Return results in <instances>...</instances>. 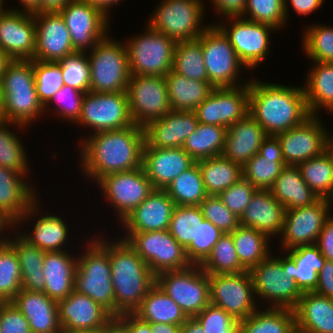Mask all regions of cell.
Returning <instances> with one entry per match:
<instances>
[{
	"label": "cell",
	"instance_id": "cell-11",
	"mask_svg": "<svg viewBox=\"0 0 333 333\" xmlns=\"http://www.w3.org/2000/svg\"><path fill=\"white\" fill-rule=\"evenodd\" d=\"M156 284L188 318L195 317L210 303L209 274L200 265L163 271L156 275Z\"/></svg>",
	"mask_w": 333,
	"mask_h": 333
},
{
	"label": "cell",
	"instance_id": "cell-24",
	"mask_svg": "<svg viewBox=\"0 0 333 333\" xmlns=\"http://www.w3.org/2000/svg\"><path fill=\"white\" fill-rule=\"evenodd\" d=\"M39 200L41 201V199H38L20 218V220L14 224L13 228L16 229L18 225H20L19 227L22 228V225H25L26 223L25 221L28 220L27 222H30L33 216L37 217L32 223V229H30L31 232L28 230V233H26L24 229V231L20 233L18 232V234L29 244L35 245L45 252L65 251L67 247L66 245L69 242V226H67V222H64L65 220H63L61 216H57L56 214L51 213L46 215L42 213V216L39 215L38 217L37 214L42 212V203Z\"/></svg>",
	"mask_w": 333,
	"mask_h": 333
},
{
	"label": "cell",
	"instance_id": "cell-49",
	"mask_svg": "<svg viewBox=\"0 0 333 333\" xmlns=\"http://www.w3.org/2000/svg\"><path fill=\"white\" fill-rule=\"evenodd\" d=\"M14 128L25 129L26 127L14 122L0 121V166L19 173H31L22 137L19 138L17 132L12 131Z\"/></svg>",
	"mask_w": 333,
	"mask_h": 333
},
{
	"label": "cell",
	"instance_id": "cell-60",
	"mask_svg": "<svg viewBox=\"0 0 333 333\" xmlns=\"http://www.w3.org/2000/svg\"><path fill=\"white\" fill-rule=\"evenodd\" d=\"M257 190L256 187L242 177L218 196L223 204L240 218Z\"/></svg>",
	"mask_w": 333,
	"mask_h": 333
},
{
	"label": "cell",
	"instance_id": "cell-20",
	"mask_svg": "<svg viewBox=\"0 0 333 333\" xmlns=\"http://www.w3.org/2000/svg\"><path fill=\"white\" fill-rule=\"evenodd\" d=\"M321 119L319 115H311L300 125L276 135L286 165L298 166L328 149L329 131Z\"/></svg>",
	"mask_w": 333,
	"mask_h": 333
},
{
	"label": "cell",
	"instance_id": "cell-53",
	"mask_svg": "<svg viewBox=\"0 0 333 333\" xmlns=\"http://www.w3.org/2000/svg\"><path fill=\"white\" fill-rule=\"evenodd\" d=\"M21 269L15 250L6 243L0 247V302H11L22 289Z\"/></svg>",
	"mask_w": 333,
	"mask_h": 333
},
{
	"label": "cell",
	"instance_id": "cell-39",
	"mask_svg": "<svg viewBox=\"0 0 333 333\" xmlns=\"http://www.w3.org/2000/svg\"><path fill=\"white\" fill-rule=\"evenodd\" d=\"M14 231L12 237H8V244L15 250L21 269L22 289L32 291H44L45 279L43 261L45 251L29 244Z\"/></svg>",
	"mask_w": 333,
	"mask_h": 333
},
{
	"label": "cell",
	"instance_id": "cell-17",
	"mask_svg": "<svg viewBox=\"0 0 333 333\" xmlns=\"http://www.w3.org/2000/svg\"><path fill=\"white\" fill-rule=\"evenodd\" d=\"M209 288L210 303L219 306L239 321L261 307L256 304L259 301L256 300L248 270L238 274L209 275Z\"/></svg>",
	"mask_w": 333,
	"mask_h": 333
},
{
	"label": "cell",
	"instance_id": "cell-62",
	"mask_svg": "<svg viewBox=\"0 0 333 333\" xmlns=\"http://www.w3.org/2000/svg\"><path fill=\"white\" fill-rule=\"evenodd\" d=\"M224 233L209 220H198L197 265H200L211 253L214 245Z\"/></svg>",
	"mask_w": 333,
	"mask_h": 333
},
{
	"label": "cell",
	"instance_id": "cell-72",
	"mask_svg": "<svg viewBox=\"0 0 333 333\" xmlns=\"http://www.w3.org/2000/svg\"><path fill=\"white\" fill-rule=\"evenodd\" d=\"M180 333H205V332L202 326L194 318H188L181 325Z\"/></svg>",
	"mask_w": 333,
	"mask_h": 333
},
{
	"label": "cell",
	"instance_id": "cell-77",
	"mask_svg": "<svg viewBox=\"0 0 333 333\" xmlns=\"http://www.w3.org/2000/svg\"><path fill=\"white\" fill-rule=\"evenodd\" d=\"M0 121H4V95L0 83Z\"/></svg>",
	"mask_w": 333,
	"mask_h": 333
},
{
	"label": "cell",
	"instance_id": "cell-46",
	"mask_svg": "<svg viewBox=\"0 0 333 333\" xmlns=\"http://www.w3.org/2000/svg\"><path fill=\"white\" fill-rule=\"evenodd\" d=\"M231 234L240 263L248 271L272 253L269 248L271 239L253 228L240 225Z\"/></svg>",
	"mask_w": 333,
	"mask_h": 333
},
{
	"label": "cell",
	"instance_id": "cell-68",
	"mask_svg": "<svg viewBox=\"0 0 333 333\" xmlns=\"http://www.w3.org/2000/svg\"><path fill=\"white\" fill-rule=\"evenodd\" d=\"M83 2L88 3L89 5L98 8L101 10L108 18L112 17L110 15L111 13V8L119 4L121 0H81ZM123 1V0H122ZM110 12V13H109Z\"/></svg>",
	"mask_w": 333,
	"mask_h": 333
},
{
	"label": "cell",
	"instance_id": "cell-69",
	"mask_svg": "<svg viewBox=\"0 0 333 333\" xmlns=\"http://www.w3.org/2000/svg\"><path fill=\"white\" fill-rule=\"evenodd\" d=\"M70 0H39V12L60 11Z\"/></svg>",
	"mask_w": 333,
	"mask_h": 333
},
{
	"label": "cell",
	"instance_id": "cell-31",
	"mask_svg": "<svg viewBox=\"0 0 333 333\" xmlns=\"http://www.w3.org/2000/svg\"><path fill=\"white\" fill-rule=\"evenodd\" d=\"M285 166L278 137L267 135L258 153L243 165V178L257 189L269 190Z\"/></svg>",
	"mask_w": 333,
	"mask_h": 333
},
{
	"label": "cell",
	"instance_id": "cell-42",
	"mask_svg": "<svg viewBox=\"0 0 333 333\" xmlns=\"http://www.w3.org/2000/svg\"><path fill=\"white\" fill-rule=\"evenodd\" d=\"M199 206H176L169 226V232L185 249L188 260L197 265L198 220H204Z\"/></svg>",
	"mask_w": 333,
	"mask_h": 333
},
{
	"label": "cell",
	"instance_id": "cell-48",
	"mask_svg": "<svg viewBox=\"0 0 333 333\" xmlns=\"http://www.w3.org/2000/svg\"><path fill=\"white\" fill-rule=\"evenodd\" d=\"M165 191L176 206H199L208 196L197 162L176 177Z\"/></svg>",
	"mask_w": 333,
	"mask_h": 333
},
{
	"label": "cell",
	"instance_id": "cell-41",
	"mask_svg": "<svg viewBox=\"0 0 333 333\" xmlns=\"http://www.w3.org/2000/svg\"><path fill=\"white\" fill-rule=\"evenodd\" d=\"M292 259V279L302 293L313 292L318 284V273L326 259L318 246L305 245L286 252Z\"/></svg>",
	"mask_w": 333,
	"mask_h": 333
},
{
	"label": "cell",
	"instance_id": "cell-10",
	"mask_svg": "<svg viewBox=\"0 0 333 333\" xmlns=\"http://www.w3.org/2000/svg\"><path fill=\"white\" fill-rule=\"evenodd\" d=\"M144 28L125 42L130 75L165 76L172 70L177 42L147 24Z\"/></svg>",
	"mask_w": 333,
	"mask_h": 333
},
{
	"label": "cell",
	"instance_id": "cell-63",
	"mask_svg": "<svg viewBox=\"0 0 333 333\" xmlns=\"http://www.w3.org/2000/svg\"><path fill=\"white\" fill-rule=\"evenodd\" d=\"M321 254L328 261H333V214L331 213L319 234L316 242Z\"/></svg>",
	"mask_w": 333,
	"mask_h": 333
},
{
	"label": "cell",
	"instance_id": "cell-61",
	"mask_svg": "<svg viewBox=\"0 0 333 333\" xmlns=\"http://www.w3.org/2000/svg\"><path fill=\"white\" fill-rule=\"evenodd\" d=\"M0 333H32L26 317L11 302H0Z\"/></svg>",
	"mask_w": 333,
	"mask_h": 333
},
{
	"label": "cell",
	"instance_id": "cell-23",
	"mask_svg": "<svg viewBox=\"0 0 333 333\" xmlns=\"http://www.w3.org/2000/svg\"><path fill=\"white\" fill-rule=\"evenodd\" d=\"M33 14L36 25L35 60L59 61L76 52L69 30L59 11Z\"/></svg>",
	"mask_w": 333,
	"mask_h": 333
},
{
	"label": "cell",
	"instance_id": "cell-5",
	"mask_svg": "<svg viewBox=\"0 0 333 333\" xmlns=\"http://www.w3.org/2000/svg\"><path fill=\"white\" fill-rule=\"evenodd\" d=\"M87 239L80 252L75 272L74 290L89 296L115 317V294L111 279L109 251L94 237Z\"/></svg>",
	"mask_w": 333,
	"mask_h": 333
},
{
	"label": "cell",
	"instance_id": "cell-56",
	"mask_svg": "<svg viewBox=\"0 0 333 333\" xmlns=\"http://www.w3.org/2000/svg\"><path fill=\"white\" fill-rule=\"evenodd\" d=\"M241 17L270 25L277 30L284 28L287 22L284 0H247L245 12Z\"/></svg>",
	"mask_w": 333,
	"mask_h": 333
},
{
	"label": "cell",
	"instance_id": "cell-50",
	"mask_svg": "<svg viewBox=\"0 0 333 333\" xmlns=\"http://www.w3.org/2000/svg\"><path fill=\"white\" fill-rule=\"evenodd\" d=\"M172 70L186 78L208 82L203 50L198 39L176 43Z\"/></svg>",
	"mask_w": 333,
	"mask_h": 333
},
{
	"label": "cell",
	"instance_id": "cell-40",
	"mask_svg": "<svg viewBox=\"0 0 333 333\" xmlns=\"http://www.w3.org/2000/svg\"><path fill=\"white\" fill-rule=\"evenodd\" d=\"M144 321L149 323H166L182 325L188 317L161 288L155 284L134 311Z\"/></svg>",
	"mask_w": 333,
	"mask_h": 333
},
{
	"label": "cell",
	"instance_id": "cell-70",
	"mask_svg": "<svg viewBox=\"0 0 333 333\" xmlns=\"http://www.w3.org/2000/svg\"><path fill=\"white\" fill-rule=\"evenodd\" d=\"M152 333H180L181 326L166 323H150Z\"/></svg>",
	"mask_w": 333,
	"mask_h": 333
},
{
	"label": "cell",
	"instance_id": "cell-3",
	"mask_svg": "<svg viewBox=\"0 0 333 333\" xmlns=\"http://www.w3.org/2000/svg\"><path fill=\"white\" fill-rule=\"evenodd\" d=\"M108 251L115 294V317L134 313L148 291L156 284V275L127 243L118 237L110 240L94 236Z\"/></svg>",
	"mask_w": 333,
	"mask_h": 333
},
{
	"label": "cell",
	"instance_id": "cell-32",
	"mask_svg": "<svg viewBox=\"0 0 333 333\" xmlns=\"http://www.w3.org/2000/svg\"><path fill=\"white\" fill-rule=\"evenodd\" d=\"M11 303L26 317L32 333H62L58 302L44 292L21 289Z\"/></svg>",
	"mask_w": 333,
	"mask_h": 333
},
{
	"label": "cell",
	"instance_id": "cell-43",
	"mask_svg": "<svg viewBox=\"0 0 333 333\" xmlns=\"http://www.w3.org/2000/svg\"><path fill=\"white\" fill-rule=\"evenodd\" d=\"M207 195H219L243 177L242 166L222 155L197 161Z\"/></svg>",
	"mask_w": 333,
	"mask_h": 333
},
{
	"label": "cell",
	"instance_id": "cell-54",
	"mask_svg": "<svg viewBox=\"0 0 333 333\" xmlns=\"http://www.w3.org/2000/svg\"><path fill=\"white\" fill-rule=\"evenodd\" d=\"M34 79L39 101L45 106L65 84L58 61L33 60Z\"/></svg>",
	"mask_w": 333,
	"mask_h": 333
},
{
	"label": "cell",
	"instance_id": "cell-27",
	"mask_svg": "<svg viewBox=\"0 0 333 333\" xmlns=\"http://www.w3.org/2000/svg\"><path fill=\"white\" fill-rule=\"evenodd\" d=\"M175 207L165 190L154 189L120 224L125 233L168 230Z\"/></svg>",
	"mask_w": 333,
	"mask_h": 333
},
{
	"label": "cell",
	"instance_id": "cell-36",
	"mask_svg": "<svg viewBox=\"0 0 333 333\" xmlns=\"http://www.w3.org/2000/svg\"><path fill=\"white\" fill-rule=\"evenodd\" d=\"M269 190L286 210L311 206L320 199L303 180L298 166L286 165Z\"/></svg>",
	"mask_w": 333,
	"mask_h": 333
},
{
	"label": "cell",
	"instance_id": "cell-1",
	"mask_svg": "<svg viewBox=\"0 0 333 333\" xmlns=\"http://www.w3.org/2000/svg\"><path fill=\"white\" fill-rule=\"evenodd\" d=\"M80 140L79 164L91 182L97 183L108 174L142 167L145 136L140 126L133 124L120 130L101 131Z\"/></svg>",
	"mask_w": 333,
	"mask_h": 333
},
{
	"label": "cell",
	"instance_id": "cell-8",
	"mask_svg": "<svg viewBox=\"0 0 333 333\" xmlns=\"http://www.w3.org/2000/svg\"><path fill=\"white\" fill-rule=\"evenodd\" d=\"M203 0H161L146 23L175 42L197 39L211 23H203Z\"/></svg>",
	"mask_w": 333,
	"mask_h": 333
},
{
	"label": "cell",
	"instance_id": "cell-67",
	"mask_svg": "<svg viewBox=\"0 0 333 333\" xmlns=\"http://www.w3.org/2000/svg\"><path fill=\"white\" fill-rule=\"evenodd\" d=\"M117 318L127 327L129 333H152L151 324L134 313H124Z\"/></svg>",
	"mask_w": 333,
	"mask_h": 333
},
{
	"label": "cell",
	"instance_id": "cell-30",
	"mask_svg": "<svg viewBox=\"0 0 333 333\" xmlns=\"http://www.w3.org/2000/svg\"><path fill=\"white\" fill-rule=\"evenodd\" d=\"M285 212L270 190L258 189L239 218V224L253 228L273 241L276 236L279 239L282 232Z\"/></svg>",
	"mask_w": 333,
	"mask_h": 333
},
{
	"label": "cell",
	"instance_id": "cell-33",
	"mask_svg": "<svg viewBox=\"0 0 333 333\" xmlns=\"http://www.w3.org/2000/svg\"><path fill=\"white\" fill-rule=\"evenodd\" d=\"M266 136L260 124L247 113L227 128L222 156L243 167L258 153Z\"/></svg>",
	"mask_w": 333,
	"mask_h": 333
},
{
	"label": "cell",
	"instance_id": "cell-7",
	"mask_svg": "<svg viewBox=\"0 0 333 333\" xmlns=\"http://www.w3.org/2000/svg\"><path fill=\"white\" fill-rule=\"evenodd\" d=\"M87 56L91 67L90 92H126L130 72L125 43L107 34L87 51Z\"/></svg>",
	"mask_w": 333,
	"mask_h": 333
},
{
	"label": "cell",
	"instance_id": "cell-64",
	"mask_svg": "<svg viewBox=\"0 0 333 333\" xmlns=\"http://www.w3.org/2000/svg\"><path fill=\"white\" fill-rule=\"evenodd\" d=\"M214 11L220 15V19L242 16L246 9L247 0H210ZM223 17V18H222Z\"/></svg>",
	"mask_w": 333,
	"mask_h": 333
},
{
	"label": "cell",
	"instance_id": "cell-58",
	"mask_svg": "<svg viewBox=\"0 0 333 333\" xmlns=\"http://www.w3.org/2000/svg\"><path fill=\"white\" fill-rule=\"evenodd\" d=\"M193 318L205 333H239L240 321L213 303H209Z\"/></svg>",
	"mask_w": 333,
	"mask_h": 333
},
{
	"label": "cell",
	"instance_id": "cell-15",
	"mask_svg": "<svg viewBox=\"0 0 333 333\" xmlns=\"http://www.w3.org/2000/svg\"><path fill=\"white\" fill-rule=\"evenodd\" d=\"M126 93L137 126L144 128L171 111L165 76L130 75Z\"/></svg>",
	"mask_w": 333,
	"mask_h": 333
},
{
	"label": "cell",
	"instance_id": "cell-57",
	"mask_svg": "<svg viewBox=\"0 0 333 333\" xmlns=\"http://www.w3.org/2000/svg\"><path fill=\"white\" fill-rule=\"evenodd\" d=\"M85 93L68 85H64L52 99L44 106L45 112L52 110L57 118H62L70 123H76L80 118L82 103ZM50 104H53L50 105ZM52 106V108H50ZM55 110H54V109ZM48 109V110H47Z\"/></svg>",
	"mask_w": 333,
	"mask_h": 333
},
{
	"label": "cell",
	"instance_id": "cell-29",
	"mask_svg": "<svg viewBox=\"0 0 333 333\" xmlns=\"http://www.w3.org/2000/svg\"><path fill=\"white\" fill-rule=\"evenodd\" d=\"M29 175L31 174L0 166V214L13 224L20 220L40 197L35 193L37 189L33 184H28L26 178Z\"/></svg>",
	"mask_w": 333,
	"mask_h": 333
},
{
	"label": "cell",
	"instance_id": "cell-13",
	"mask_svg": "<svg viewBox=\"0 0 333 333\" xmlns=\"http://www.w3.org/2000/svg\"><path fill=\"white\" fill-rule=\"evenodd\" d=\"M225 19L215 24L228 37L237 57L245 68L249 69L248 71L256 69L263 61L267 60L268 54L270 55V34L277 29L241 16Z\"/></svg>",
	"mask_w": 333,
	"mask_h": 333
},
{
	"label": "cell",
	"instance_id": "cell-2",
	"mask_svg": "<svg viewBox=\"0 0 333 333\" xmlns=\"http://www.w3.org/2000/svg\"><path fill=\"white\" fill-rule=\"evenodd\" d=\"M266 135L276 136L311 116L303 87L250 78L249 112Z\"/></svg>",
	"mask_w": 333,
	"mask_h": 333
},
{
	"label": "cell",
	"instance_id": "cell-9",
	"mask_svg": "<svg viewBox=\"0 0 333 333\" xmlns=\"http://www.w3.org/2000/svg\"><path fill=\"white\" fill-rule=\"evenodd\" d=\"M197 39L202 46L208 82L214 88L235 87L249 83L250 79L242 82L240 72L245 66L237 57L228 37L215 23L210 24Z\"/></svg>",
	"mask_w": 333,
	"mask_h": 333
},
{
	"label": "cell",
	"instance_id": "cell-16",
	"mask_svg": "<svg viewBox=\"0 0 333 333\" xmlns=\"http://www.w3.org/2000/svg\"><path fill=\"white\" fill-rule=\"evenodd\" d=\"M121 223L154 190L143 167L130 171L108 174L97 183Z\"/></svg>",
	"mask_w": 333,
	"mask_h": 333
},
{
	"label": "cell",
	"instance_id": "cell-14",
	"mask_svg": "<svg viewBox=\"0 0 333 333\" xmlns=\"http://www.w3.org/2000/svg\"><path fill=\"white\" fill-rule=\"evenodd\" d=\"M75 124L91 128L87 135L132 126L127 93H85L80 118Z\"/></svg>",
	"mask_w": 333,
	"mask_h": 333
},
{
	"label": "cell",
	"instance_id": "cell-74",
	"mask_svg": "<svg viewBox=\"0 0 333 333\" xmlns=\"http://www.w3.org/2000/svg\"><path fill=\"white\" fill-rule=\"evenodd\" d=\"M21 9H17L13 7V10H21V11H26V12H31V13H38L39 12V0H18Z\"/></svg>",
	"mask_w": 333,
	"mask_h": 333
},
{
	"label": "cell",
	"instance_id": "cell-26",
	"mask_svg": "<svg viewBox=\"0 0 333 333\" xmlns=\"http://www.w3.org/2000/svg\"><path fill=\"white\" fill-rule=\"evenodd\" d=\"M194 111L171 110L161 119L149 122L144 129V148H179L196 130Z\"/></svg>",
	"mask_w": 333,
	"mask_h": 333
},
{
	"label": "cell",
	"instance_id": "cell-12",
	"mask_svg": "<svg viewBox=\"0 0 333 333\" xmlns=\"http://www.w3.org/2000/svg\"><path fill=\"white\" fill-rule=\"evenodd\" d=\"M124 235L121 239L127 241L155 275L163 271L183 270L192 265L185 249L174 239L169 230L124 233Z\"/></svg>",
	"mask_w": 333,
	"mask_h": 333
},
{
	"label": "cell",
	"instance_id": "cell-73",
	"mask_svg": "<svg viewBox=\"0 0 333 333\" xmlns=\"http://www.w3.org/2000/svg\"><path fill=\"white\" fill-rule=\"evenodd\" d=\"M12 227H14V224L12 222H10L5 216H3L2 214H0V247L4 246L8 242L9 235L8 236L7 235L4 236L3 232L4 231L5 232L11 231L9 229H12V231H14L15 229L12 228ZM7 228H9V229H7Z\"/></svg>",
	"mask_w": 333,
	"mask_h": 333
},
{
	"label": "cell",
	"instance_id": "cell-4",
	"mask_svg": "<svg viewBox=\"0 0 333 333\" xmlns=\"http://www.w3.org/2000/svg\"><path fill=\"white\" fill-rule=\"evenodd\" d=\"M4 121L29 127L45 113L34 79L33 60H13L0 78ZM41 115V116H40Z\"/></svg>",
	"mask_w": 333,
	"mask_h": 333
},
{
	"label": "cell",
	"instance_id": "cell-51",
	"mask_svg": "<svg viewBox=\"0 0 333 333\" xmlns=\"http://www.w3.org/2000/svg\"><path fill=\"white\" fill-rule=\"evenodd\" d=\"M200 267L209 275L238 274L247 271L240 263L231 233H224L220 237Z\"/></svg>",
	"mask_w": 333,
	"mask_h": 333
},
{
	"label": "cell",
	"instance_id": "cell-76",
	"mask_svg": "<svg viewBox=\"0 0 333 333\" xmlns=\"http://www.w3.org/2000/svg\"><path fill=\"white\" fill-rule=\"evenodd\" d=\"M288 333H314V332L309 330L308 328L301 326L295 321L294 324L289 329Z\"/></svg>",
	"mask_w": 333,
	"mask_h": 333
},
{
	"label": "cell",
	"instance_id": "cell-35",
	"mask_svg": "<svg viewBox=\"0 0 333 333\" xmlns=\"http://www.w3.org/2000/svg\"><path fill=\"white\" fill-rule=\"evenodd\" d=\"M303 86L307 106L311 115H319L324 109L333 114V63L312 61ZM319 111V112H318Z\"/></svg>",
	"mask_w": 333,
	"mask_h": 333
},
{
	"label": "cell",
	"instance_id": "cell-45",
	"mask_svg": "<svg viewBox=\"0 0 333 333\" xmlns=\"http://www.w3.org/2000/svg\"><path fill=\"white\" fill-rule=\"evenodd\" d=\"M294 322L293 309L265 307L263 310L259 307L250 316L240 320L239 333H288Z\"/></svg>",
	"mask_w": 333,
	"mask_h": 333
},
{
	"label": "cell",
	"instance_id": "cell-66",
	"mask_svg": "<svg viewBox=\"0 0 333 333\" xmlns=\"http://www.w3.org/2000/svg\"><path fill=\"white\" fill-rule=\"evenodd\" d=\"M325 0H284V11L286 16V21L288 23L289 17V6L293 8L296 14L300 16H309L310 13L317 11L321 8Z\"/></svg>",
	"mask_w": 333,
	"mask_h": 333
},
{
	"label": "cell",
	"instance_id": "cell-65",
	"mask_svg": "<svg viewBox=\"0 0 333 333\" xmlns=\"http://www.w3.org/2000/svg\"><path fill=\"white\" fill-rule=\"evenodd\" d=\"M313 292L333 298V261L326 260L324 262L318 273V284Z\"/></svg>",
	"mask_w": 333,
	"mask_h": 333
},
{
	"label": "cell",
	"instance_id": "cell-19",
	"mask_svg": "<svg viewBox=\"0 0 333 333\" xmlns=\"http://www.w3.org/2000/svg\"><path fill=\"white\" fill-rule=\"evenodd\" d=\"M59 12L69 30L75 51L92 50L97 42L111 31L110 18L98 8L81 0H70Z\"/></svg>",
	"mask_w": 333,
	"mask_h": 333
},
{
	"label": "cell",
	"instance_id": "cell-78",
	"mask_svg": "<svg viewBox=\"0 0 333 333\" xmlns=\"http://www.w3.org/2000/svg\"><path fill=\"white\" fill-rule=\"evenodd\" d=\"M73 333H104V326L94 329L79 330Z\"/></svg>",
	"mask_w": 333,
	"mask_h": 333
},
{
	"label": "cell",
	"instance_id": "cell-38",
	"mask_svg": "<svg viewBox=\"0 0 333 333\" xmlns=\"http://www.w3.org/2000/svg\"><path fill=\"white\" fill-rule=\"evenodd\" d=\"M171 110L195 111L209 96L213 86L209 82L192 80L170 70L165 75Z\"/></svg>",
	"mask_w": 333,
	"mask_h": 333
},
{
	"label": "cell",
	"instance_id": "cell-59",
	"mask_svg": "<svg viewBox=\"0 0 333 333\" xmlns=\"http://www.w3.org/2000/svg\"><path fill=\"white\" fill-rule=\"evenodd\" d=\"M205 219L223 233H232L239 226V218L231 212L217 195H208L199 205Z\"/></svg>",
	"mask_w": 333,
	"mask_h": 333
},
{
	"label": "cell",
	"instance_id": "cell-79",
	"mask_svg": "<svg viewBox=\"0 0 333 333\" xmlns=\"http://www.w3.org/2000/svg\"><path fill=\"white\" fill-rule=\"evenodd\" d=\"M328 150L333 154V135L328 132Z\"/></svg>",
	"mask_w": 333,
	"mask_h": 333
},
{
	"label": "cell",
	"instance_id": "cell-55",
	"mask_svg": "<svg viewBox=\"0 0 333 333\" xmlns=\"http://www.w3.org/2000/svg\"><path fill=\"white\" fill-rule=\"evenodd\" d=\"M58 62L61 66L65 85L83 93L90 91L91 67L87 52L76 51L60 59Z\"/></svg>",
	"mask_w": 333,
	"mask_h": 333
},
{
	"label": "cell",
	"instance_id": "cell-18",
	"mask_svg": "<svg viewBox=\"0 0 333 333\" xmlns=\"http://www.w3.org/2000/svg\"><path fill=\"white\" fill-rule=\"evenodd\" d=\"M332 201L319 199L307 207L289 209L285 212L280 238V249H290L316 244L327 217L333 210Z\"/></svg>",
	"mask_w": 333,
	"mask_h": 333
},
{
	"label": "cell",
	"instance_id": "cell-22",
	"mask_svg": "<svg viewBox=\"0 0 333 333\" xmlns=\"http://www.w3.org/2000/svg\"><path fill=\"white\" fill-rule=\"evenodd\" d=\"M0 48L14 60H34L36 25L33 13L6 8L0 15Z\"/></svg>",
	"mask_w": 333,
	"mask_h": 333
},
{
	"label": "cell",
	"instance_id": "cell-28",
	"mask_svg": "<svg viewBox=\"0 0 333 333\" xmlns=\"http://www.w3.org/2000/svg\"><path fill=\"white\" fill-rule=\"evenodd\" d=\"M196 161L182 148H143L142 167L154 189L165 190Z\"/></svg>",
	"mask_w": 333,
	"mask_h": 333
},
{
	"label": "cell",
	"instance_id": "cell-80",
	"mask_svg": "<svg viewBox=\"0 0 333 333\" xmlns=\"http://www.w3.org/2000/svg\"><path fill=\"white\" fill-rule=\"evenodd\" d=\"M5 2V0H0V15L6 10V9H4L5 7H4V3Z\"/></svg>",
	"mask_w": 333,
	"mask_h": 333
},
{
	"label": "cell",
	"instance_id": "cell-47",
	"mask_svg": "<svg viewBox=\"0 0 333 333\" xmlns=\"http://www.w3.org/2000/svg\"><path fill=\"white\" fill-rule=\"evenodd\" d=\"M298 168L303 180L320 199L333 200V154L328 149L300 163Z\"/></svg>",
	"mask_w": 333,
	"mask_h": 333
},
{
	"label": "cell",
	"instance_id": "cell-37",
	"mask_svg": "<svg viewBox=\"0 0 333 333\" xmlns=\"http://www.w3.org/2000/svg\"><path fill=\"white\" fill-rule=\"evenodd\" d=\"M293 310L301 326L314 333H333V298L304 292Z\"/></svg>",
	"mask_w": 333,
	"mask_h": 333
},
{
	"label": "cell",
	"instance_id": "cell-75",
	"mask_svg": "<svg viewBox=\"0 0 333 333\" xmlns=\"http://www.w3.org/2000/svg\"><path fill=\"white\" fill-rule=\"evenodd\" d=\"M14 59L0 48V78Z\"/></svg>",
	"mask_w": 333,
	"mask_h": 333
},
{
	"label": "cell",
	"instance_id": "cell-34",
	"mask_svg": "<svg viewBox=\"0 0 333 333\" xmlns=\"http://www.w3.org/2000/svg\"><path fill=\"white\" fill-rule=\"evenodd\" d=\"M78 258L68 250L46 252L43 261L44 293L57 302L74 291Z\"/></svg>",
	"mask_w": 333,
	"mask_h": 333
},
{
	"label": "cell",
	"instance_id": "cell-44",
	"mask_svg": "<svg viewBox=\"0 0 333 333\" xmlns=\"http://www.w3.org/2000/svg\"><path fill=\"white\" fill-rule=\"evenodd\" d=\"M227 128L198 123L196 130L185 140L182 148L197 162L221 156Z\"/></svg>",
	"mask_w": 333,
	"mask_h": 333
},
{
	"label": "cell",
	"instance_id": "cell-21",
	"mask_svg": "<svg viewBox=\"0 0 333 333\" xmlns=\"http://www.w3.org/2000/svg\"><path fill=\"white\" fill-rule=\"evenodd\" d=\"M194 112L199 123L230 127L249 112V83L213 88Z\"/></svg>",
	"mask_w": 333,
	"mask_h": 333
},
{
	"label": "cell",
	"instance_id": "cell-25",
	"mask_svg": "<svg viewBox=\"0 0 333 333\" xmlns=\"http://www.w3.org/2000/svg\"><path fill=\"white\" fill-rule=\"evenodd\" d=\"M59 323L62 333L105 326L114 316L89 296L75 290L58 301Z\"/></svg>",
	"mask_w": 333,
	"mask_h": 333
},
{
	"label": "cell",
	"instance_id": "cell-52",
	"mask_svg": "<svg viewBox=\"0 0 333 333\" xmlns=\"http://www.w3.org/2000/svg\"><path fill=\"white\" fill-rule=\"evenodd\" d=\"M302 48L310 61L333 63V26L312 24L305 26Z\"/></svg>",
	"mask_w": 333,
	"mask_h": 333
},
{
	"label": "cell",
	"instance_id": "cell-6",
	"mask_svg": "<svg viewBox=\"0 0 333 333\" xmlns=\"http://www.w3.org/2000/svg\"><path fill=\"white\" fill-rule=\"evenodd\" d=\"M255 296L273 308L294 309L302 292L292 279V259L286 253L270 254L259 265L249 270Z\"/></svg>",
	"mask_w": 333,
	"mask_h": 333
},
{
	"label": "cell",
	"instance_id": "cell-71",
	"mask_svg": "<svg viewBox=\"0 0 333 333\" xmlns=\"http://www.w3.org/2000/svg\"><path fill=\"white\" fill-rule=\"evenodd\" d=\"M104 333H129V332L127 327L117 317H113L104 326Z\"/></svg>",
	"mask_w": 333,
	"mask_h": 333
}]
</instances>
